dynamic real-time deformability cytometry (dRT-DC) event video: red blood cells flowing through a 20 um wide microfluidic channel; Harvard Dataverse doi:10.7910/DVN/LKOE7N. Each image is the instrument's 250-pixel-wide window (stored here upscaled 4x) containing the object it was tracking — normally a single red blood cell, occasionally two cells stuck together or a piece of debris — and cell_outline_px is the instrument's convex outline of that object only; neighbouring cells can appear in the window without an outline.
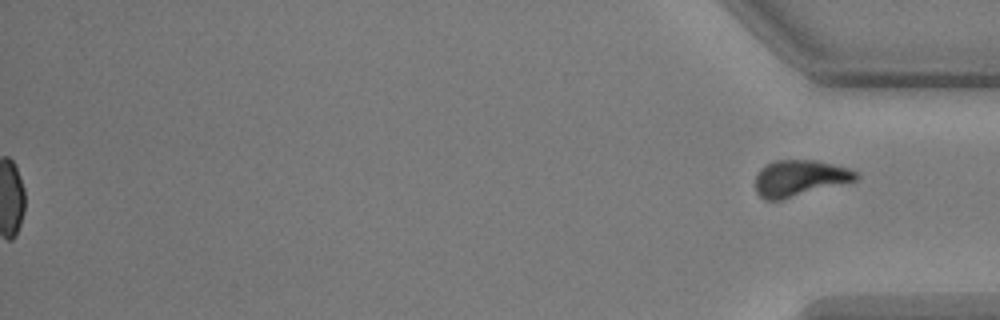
{"species": "common noctule bat (a hibernating species)", "species_latin": "Nyctalus noctula", "temperature_condition": "warm", "stored_images_in_passage": 41, "segment_of_instrument_passage": [2, 2], "camera_frame_rate_fps": 3000, "um_per_image_px": 0.085, "animal": {"sex": "male", "body_mass_g": 17.9, "forearm_length_mm": 54.2}, "frame": {"image": 1, "passage_image": 41, "time_ms": 13.333, "image_size_px": [1000, 320], "cell_outline_px": [[860, 176], [856, 180], [780, 200], [764, 200], [756, 192], [756, 176], [760, 168], [764, 164], [776, 160], [816, 160], [848, 168], [856, 172]], "centroid_in_image_um": [67.93, 15.13], "position_along_channel_um": 367.3, "area_um2": 21.1}}